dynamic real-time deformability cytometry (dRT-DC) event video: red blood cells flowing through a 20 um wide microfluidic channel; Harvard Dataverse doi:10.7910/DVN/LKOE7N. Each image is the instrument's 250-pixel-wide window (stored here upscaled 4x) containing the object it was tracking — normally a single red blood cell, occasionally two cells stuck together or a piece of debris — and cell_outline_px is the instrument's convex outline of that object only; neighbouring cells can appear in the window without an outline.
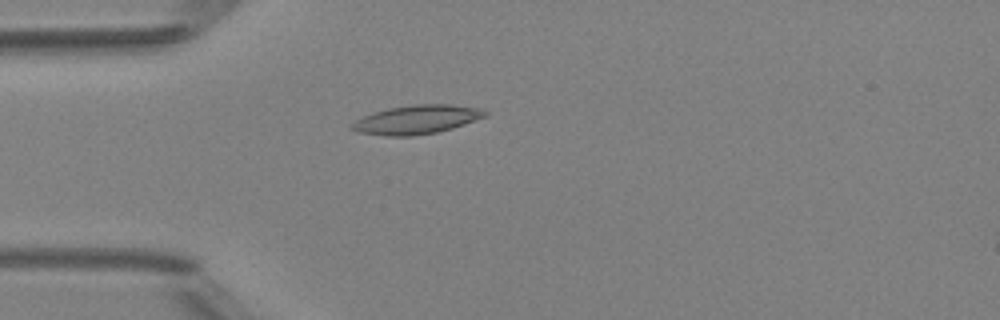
{"species": "Egyptian fruit bat (a non-hibernating species)", "species_latin": "Rousettus aegyptiacus", "temperature_condition": "room temperature", "stored_images_in_passage": 4, "camera_frame_rate_fps": 3000, "um_per_image_px": 0.085, "animal": {"sex": "female"}, "frame": {"image": 1, "passage_image": 4, "time_ms": 3.667, "image_size_px": [1000, 320], "cell_outline_px": [[488, 116], [452, 128], [436, 132], [412, 136], [388, 136], [356, 132], [348, 128], [356, 120], [372, 112], [388, 108], [412, 104], [452, 104], [476, 108], [488, 112]], "centroid_in_image_um": [35.39, 10.16], "position_along_channel_um": 49.6, "area_um2": 22.43}}